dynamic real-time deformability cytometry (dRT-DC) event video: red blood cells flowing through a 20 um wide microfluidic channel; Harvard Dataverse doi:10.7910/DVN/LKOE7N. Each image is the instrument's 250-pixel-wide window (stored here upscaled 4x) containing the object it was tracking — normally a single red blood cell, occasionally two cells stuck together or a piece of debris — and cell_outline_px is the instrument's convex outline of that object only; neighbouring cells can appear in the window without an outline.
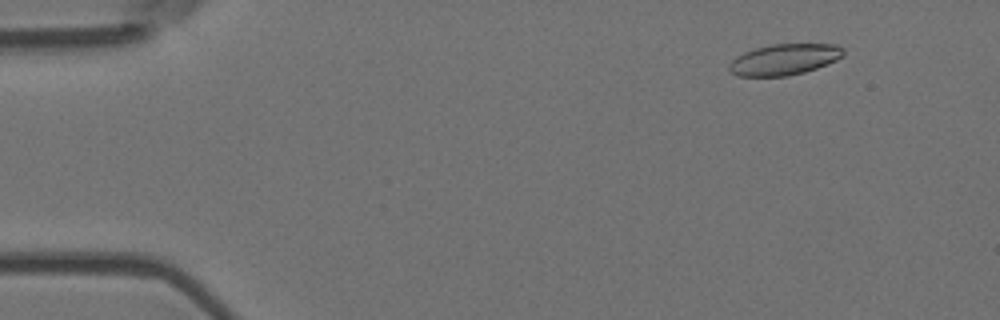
{"species": "Egyptian fruit bat (a non-hibernating species)", "species_latin": "Rousettus aegyptiacus", "temperature_condition": "room temperature", "stored_images_in_passage": 5, "camera_frame_rate_fps": 3000, "um_per_image_px": 0.085, "animal": {"sex": "female"}, "frame": {"image": 1, "passage_image": 2, "time_ms": 0.333, "image_size_px": [1000, 320], "cell_outline_px": [[844, 56], [828, 64], [804, 72], [788, 76], [736, 76], [728, 68], [728, 64], [736, 56], [744, 52], [756, 48], [772, 44], [836, 44], [844, 48]], "centroid_in_image_um": [66.68, 5.05], "position_along_channel_um": 18.3, "area_um2": 20.75}}
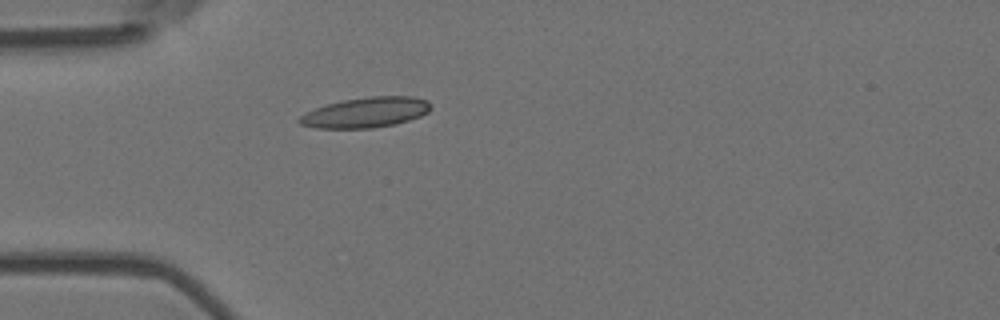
{"frame": {"image": 2, "passage_image": 5, "time_ms": 1.333, "image_size_px": [1000, 320], "cell_outline_px": [[432, 108], [428, 112], [420, 116], [396, 124], [372, 128], [316, 128], [300, 124], [296, 120], [304, 112], [328, 104], [344, 100], [368, 96], [412, 96], [428, 100], [432, 104]], "centroid_in_image_um": [31.11, 9.55], "position_along_channel_um": 53.9, "area_um2": 23.29}}